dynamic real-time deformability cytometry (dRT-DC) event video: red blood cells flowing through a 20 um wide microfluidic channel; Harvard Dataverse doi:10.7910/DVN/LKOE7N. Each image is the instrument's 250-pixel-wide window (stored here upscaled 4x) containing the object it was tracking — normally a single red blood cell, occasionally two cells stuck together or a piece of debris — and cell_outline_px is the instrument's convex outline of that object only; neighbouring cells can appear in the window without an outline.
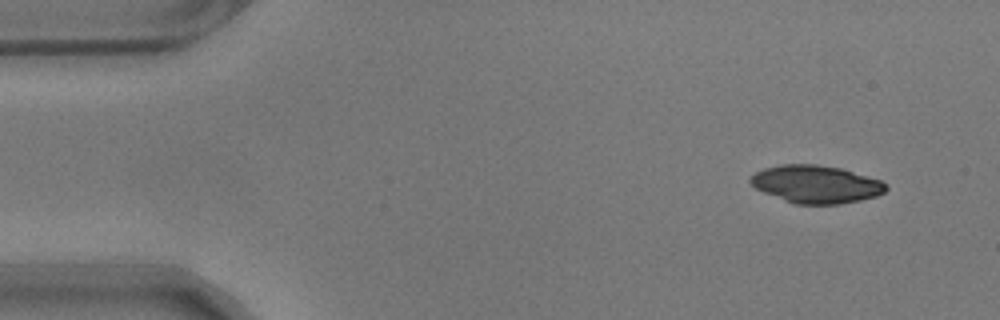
{"species": "common noctule bat (a hibernating species)", "species_latin": "Nyctalus noctula", "temperature_condition": "warm", "stored_images_in_passage": 52, "camera_frame_rate_fps": 3000, "um_per_image_px": 0.085, "animal": {"sex": "male", "body_mass_g": 17.9}, "frame": {"image": 1, "passage_image": 1, "time_ms": 0.0, "image_size_px": [1000, 320], "cell_outline_px": [[888, 188], [884, 192], [876, 196], [860, 200], [840, 204], [796, 204], [784, 200], [764, 192], [756, 188], [748, 180], [748, 176], [764, 168], [780, 164], [816, 164], [840, 168], [880, 180], [888, 184]], "centroid_in_image_um": [69.35, 15.65], "position_along_channel_um": 15.7, "area_um2": 29.77}}